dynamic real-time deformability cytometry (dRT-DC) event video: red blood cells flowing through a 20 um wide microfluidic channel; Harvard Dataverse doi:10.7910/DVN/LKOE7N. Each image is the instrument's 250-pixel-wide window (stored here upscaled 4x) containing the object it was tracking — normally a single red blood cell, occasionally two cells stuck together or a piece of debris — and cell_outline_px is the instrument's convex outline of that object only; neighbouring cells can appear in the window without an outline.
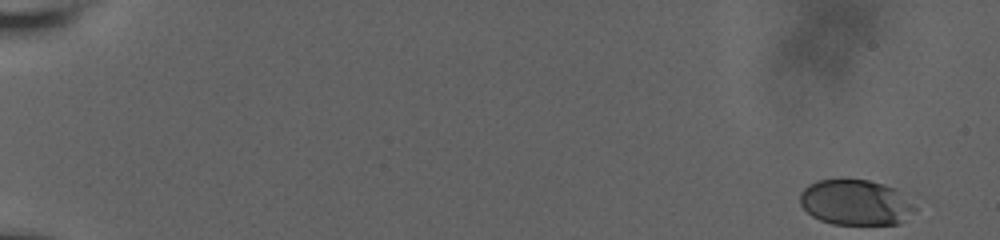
{"species": "human", "species_latin": "Homo sapiens", "temperature_condition": "room temperature", "stored_images_in_passage": 56, "camera_frame_rate_fps": 3000, "um_per_image_px": 0.085, "donor": {"sex": "male"}, "frame": {"image": 1, "passage_image": 1, "time_ms": 0.0, "image_size_px": [1000, 240], "cell_outline_px": [[916, 208], [896, 224], [832, 224], [820, 220], [812, 216], [800, 204], [800, 192], [808, 184], [816, 180], [868, 180], [884, 184], [896, 188]], "centroid_in_image_um": [72.66, 17.2], "position_along_channel_um": 12.3, "area_um2": 30.06}}
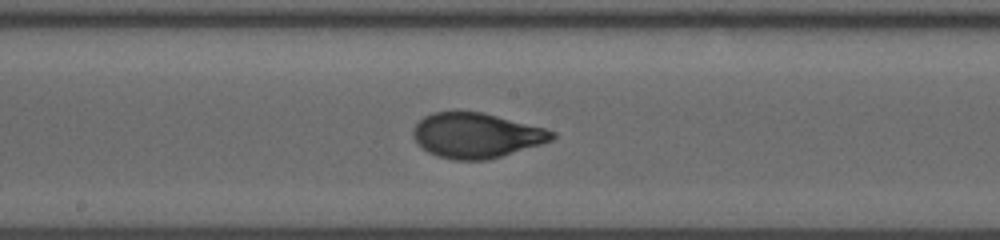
{"frame": {"image": 2, "passage_image": 32, "time_ms": 10.333, "image_size_px": [1000, 240], "cell_outline_px": [[556, 136], [552, 140], [540, 144], [488, 160], [452, 160], [436, 156], [428, 152], [416, 144], [412, 136], [412, 128], [424, 116], [432, 112], [452, 108], [456, 108], [484, 112], [544, 128], [556, 132]], "centroid_in_image_um": [40.4, 11.47], "position_along_channel_um": 207.8, "area_um2": 37.34}}
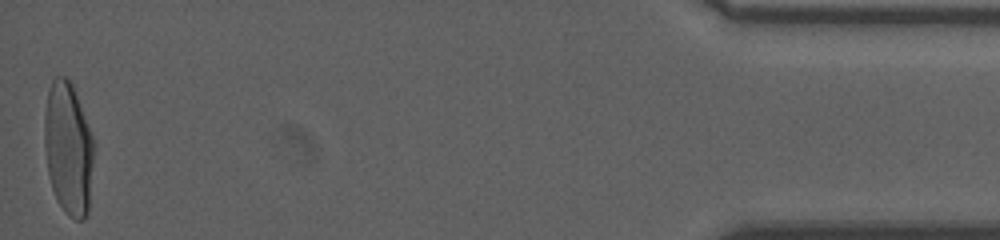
{"frame": {"image": 3, "passage_image": 56, "time_ms": 18.333, "image_size_px": [1000, 240], "cell_outline_px": [[92, 164], [88, 212], [84, 220], [76, 220], [68, 216], [64, 212], [56, 200], [52, 188], [48, 172], [44, 148], [44, 116], [48, 92], [52, 80], [56, 76], [64, 76], [72, 84], [92, 136]], "centroid_in_image_um": [5.77, 12.66], "position_along_channel_um": 429.4, "area_um2": 37.86}, "authors_computed_cell_mechanics": {"area_um2": 35.836, "velocity_mm_per_s": 3.7881, "shape_relaxation_time_tau1_ms": 4.0865, "shape_relaxation_time_tau2_ms": null, "deformation_change_tau1": 0.2012, "deformation_change_tau2": null}}